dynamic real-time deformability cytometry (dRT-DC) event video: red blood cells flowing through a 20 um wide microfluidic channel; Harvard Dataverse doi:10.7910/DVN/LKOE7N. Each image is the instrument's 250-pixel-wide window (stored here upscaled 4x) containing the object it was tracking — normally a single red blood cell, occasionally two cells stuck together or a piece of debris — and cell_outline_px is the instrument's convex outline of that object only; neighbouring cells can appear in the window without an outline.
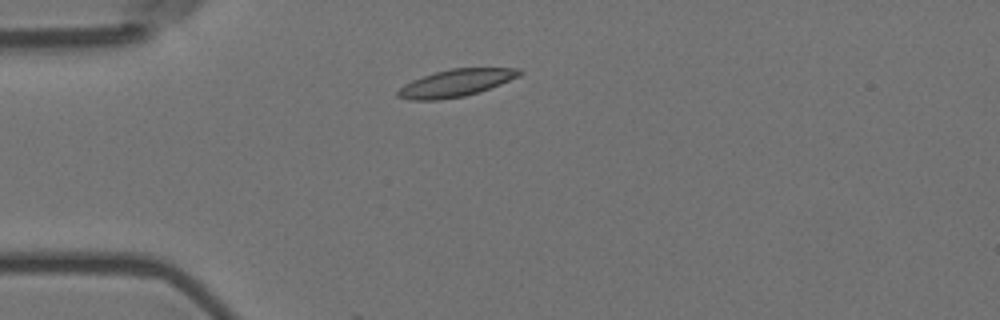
{"species": "Egyptian fruit bat (a non-hibernating species)", "species_latin": "Rousettus aegyptiacus", "temperature_condition": "room temperature", "stored_images_in_passage": 6, "camera_frame_rate_fps": 3000, "um_per_image_px": 0.085, "animal": {"sex": "female"}, "frame": {"image": 1, "passage_image": 2, "time_ms": 0.333, "image_size_px": [1000, 320], "cell_outline_px": [[524, 72], [520, 76], [500, 84], [464, 96], [436, 100], [412, 100], [396, 96], [396, 92], [404, 84], [412, 80], [436, 72], [452, 68], [520, 68]], "centroid_in_image_um": [38.75, 7.05], "position_along_channel_um": 46.3, "area_um2": 19.07}}
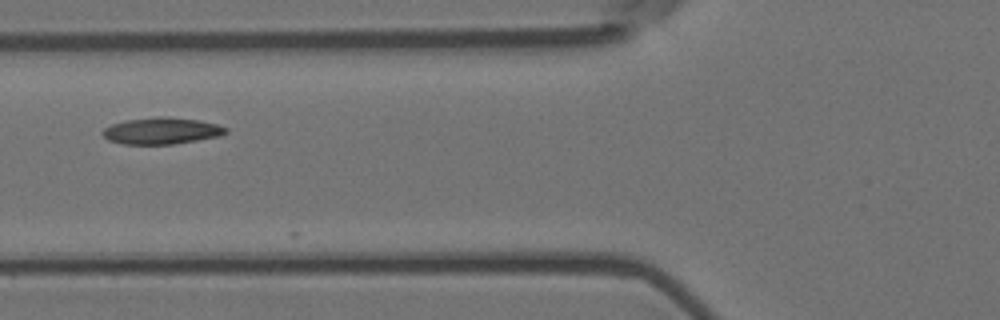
{"frame": {"image": 2, "passage_image": 4, "time_ms": 1.0, "image_size_px": [1000, 320], "cell_outline_px": [[228, 132], [220, 136], [172, 144], [124, 144], [108, 140], [100, 132], [104, 128], [112, 124], [128, 120], [156, 116], [168, 116], [200, 120], [216, 124], [228, 128]], "centroid_in_image_um": [13.74, 11.11], "position_along_channel_um": 112.1, "area_um2": 19.13}}